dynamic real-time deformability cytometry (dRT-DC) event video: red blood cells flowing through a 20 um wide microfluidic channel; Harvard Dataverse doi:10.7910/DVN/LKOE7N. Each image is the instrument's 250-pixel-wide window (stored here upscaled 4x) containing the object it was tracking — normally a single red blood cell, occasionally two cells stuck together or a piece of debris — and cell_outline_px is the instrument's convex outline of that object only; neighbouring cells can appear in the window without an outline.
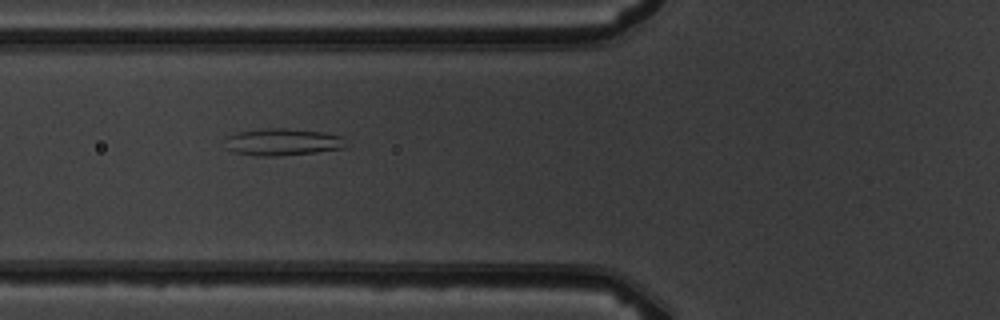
{"species": "common noctule bat (a hibernating species)", "species_latin": "Nyctalus noctula", "temperature_condition": "warm", "stored_images_in_passage": 8, "camera_frame_rate_fps": 3000, "um_per_image_px": 0.085, "animal": {"sex": "male", "body_mass_g": 19.5, "forearm_length_mm": 54.6}, "frame": {"image": 1, "passage_image": 6, "time_ms": 5.667, "image_size_px": [1000, 320], "cell_outline_px": [[344, 148], [316, 152], [276, 156], [260, 156], [236, 152], [224, 148], [228, 136], [240, 132], [260, 128], [288, 128], [324, 132], [344, 136]], "centroid_in_image_um": [24.03, 12.06], "position_along_channel_um": 101.8, "area_um2": 19.02}}